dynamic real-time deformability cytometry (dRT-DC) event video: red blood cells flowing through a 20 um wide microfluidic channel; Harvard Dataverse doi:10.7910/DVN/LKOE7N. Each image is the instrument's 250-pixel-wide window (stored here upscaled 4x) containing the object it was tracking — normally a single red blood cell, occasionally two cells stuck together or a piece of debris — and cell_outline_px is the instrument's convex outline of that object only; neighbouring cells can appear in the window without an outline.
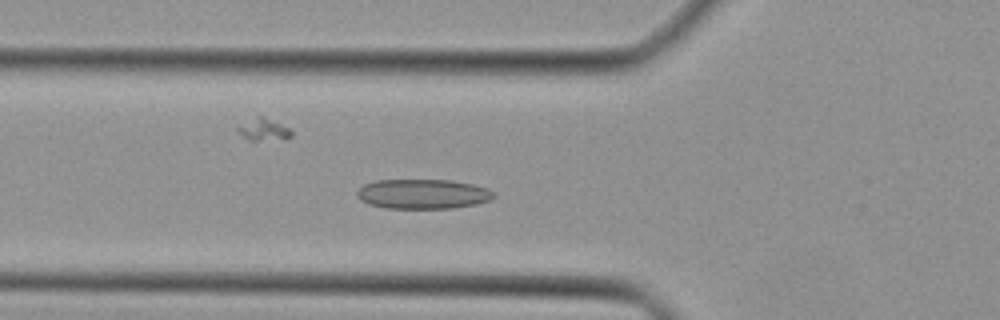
{"species": "Egyptian fruit bat (a non-hibernating species)", "species_latin": "Rousettus aegyptiacus", "temperature_condition": "cold", "stored_images_in_passage": 41, "camera_frame_rate_fps": 3000, "um_per_image_px": 0.085, "animal": {"sex": "female"}, "frame": {"image": 1, "passage_image": 12, "time_ms": 3.667, "image_size_px": [1000, 320], "cell_outline_px": [[496, 196], [488, 200], [476, 204], [452, 208], [388, 208], [368, 204], [360, 200], [356, 196], [356, 192], [364, 184], [376, 180], [452, 180], [472, 184], [488, 188]], "centroid_in_image_um": [35.92, 16.48], "position_along_channel_um": 89.9, "area_um2": 23.64}}
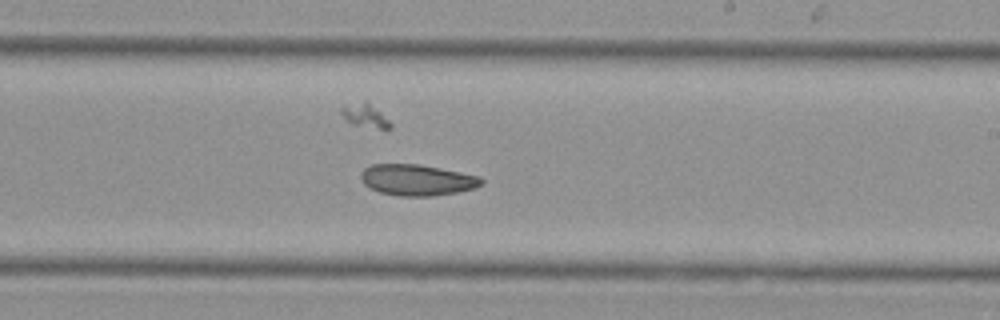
{"frame": {"image": 2, "passage_image": 23, "time_ms": 7.333, "image_size_px": [1000, 320], "cell_outline_px": [[484, 184], [476, 188], [456, 192], [432, 196], [396, 196], [380, 192], [368, 188], [360, 180], [360, 172], [364, 168], [372, 164], [416, 164], [460, 172], [480, 176], [484, 180]], "centroid_in_image_um": [35.43, 15.3], "position_along_channel_um": 253.6, "area_um2": 22.02}}
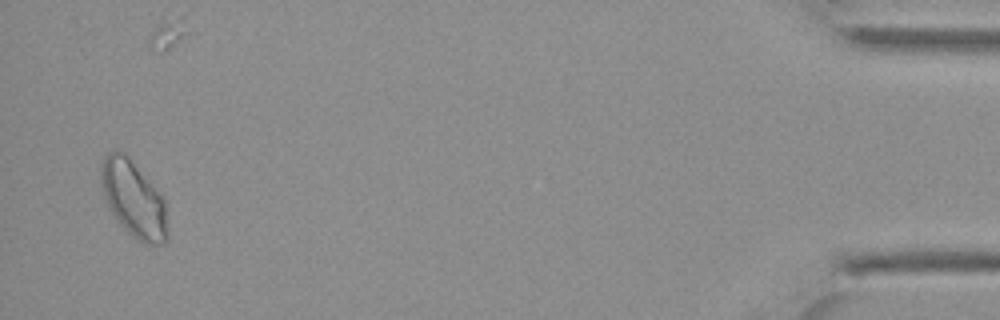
{"frame": {"image": 3, "passage_image": 40, "time_ms": 13.0, "image_size_px": [1000, 320], "cell_outline_px": [[168, 240], [164, 244], [148, 244], [136, 240], [120, 224], [112, 212], [104, 196], [100, 172], [100, 168], [104, 156], [108, 152], [124, 152], [128, 156], [164, 196], [168, 236]], "centroid_in_image_um": [11.38, 16.93], "position_along_channel_um": 423.8, "area_um2": 29.54}}